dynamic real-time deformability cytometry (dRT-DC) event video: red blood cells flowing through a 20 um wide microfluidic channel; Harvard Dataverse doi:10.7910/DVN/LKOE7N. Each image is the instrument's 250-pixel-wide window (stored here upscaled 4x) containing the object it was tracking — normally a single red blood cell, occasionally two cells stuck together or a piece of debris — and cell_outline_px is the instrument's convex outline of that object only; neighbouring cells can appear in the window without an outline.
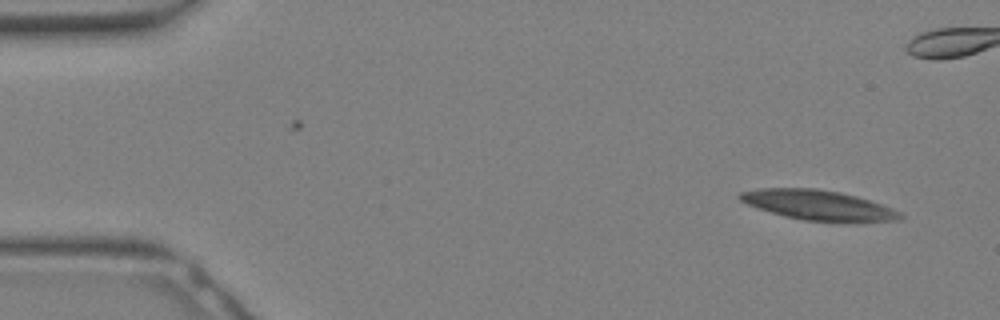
{"species": "Egyptian fruit bat (a non-hibernating species)", "species_latin": "Rousettus aegyptiacus", "temperature_condition": "warm", "stored_images_in_passage": 17, "camera_frame_rate_fps": 3000, "um_per_image_px": 0.085, "animal": {"sex": "female"}, "frame": {"image": 1, "passage_image": 1, "time_ms": 0.0, "image_size_px": [1000, 320], "cell_outline_px": [[904, 216], [900, 220], [804, 220], [784, 216], [756, 208], [740, 200], [736, 196], [740, 192], [760, 188], [816, 188], [840, 192], [856, 196], [892, 208], [900, 212]], "centroid_in_image_um": [69.46, 17.4], "position_along_channel_um": 15.5, "area_um2": 27.22}}
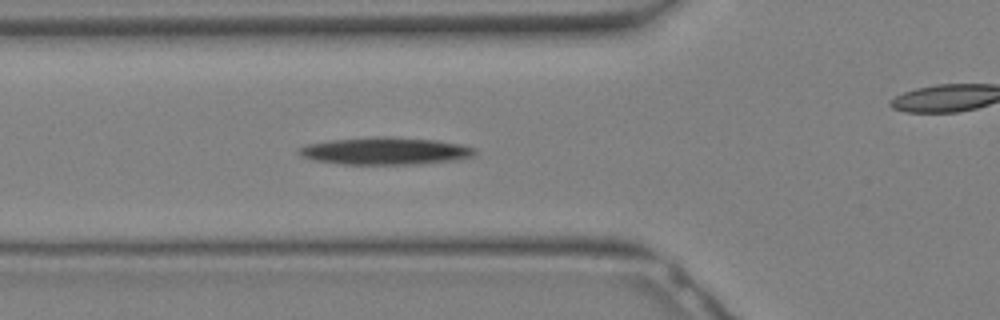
{"frame": {"image": 2, "passage_image": 10, "time_ms": 3.0, "image_size_px": [1000, 320], "cell_outline_px": [[476, 156], [460, 160], [420, 164], [340, 164], [312, 160], [300, 156], [296, 152], [296, 148], [308, 144], [332, 140], [380, 136], [384, 136], [436, 140], [464, 144], [476, 148]], "centroid_in_image_um": [32.79, 12.84], "position_along_channel_um": 93.0, "area_um2": 28.5}}
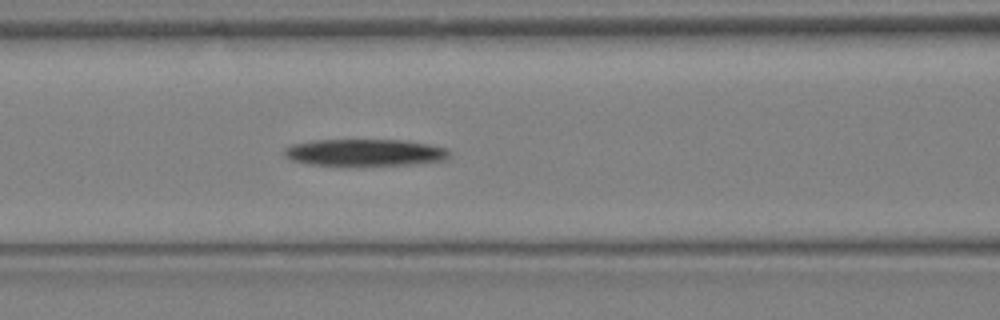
{"frame": {"image": 3, "passage_image": 12, "time_ms": 3.667, "image_size_px": [1000, 320], "cell_outline_px": [[452, 156], [444, 160], [416, 164], [364, 168], [356, 168], [308, 164], [292, 160], [284, 156], [284, 148], [292, 144], [316, 140], [404, 140], [428, 144], [448, 148], [452, 152]], "centroid_in_image_um": [31.05, 13.01], "position_along_channel_um": 135.6, "area_um2": 27.28}}